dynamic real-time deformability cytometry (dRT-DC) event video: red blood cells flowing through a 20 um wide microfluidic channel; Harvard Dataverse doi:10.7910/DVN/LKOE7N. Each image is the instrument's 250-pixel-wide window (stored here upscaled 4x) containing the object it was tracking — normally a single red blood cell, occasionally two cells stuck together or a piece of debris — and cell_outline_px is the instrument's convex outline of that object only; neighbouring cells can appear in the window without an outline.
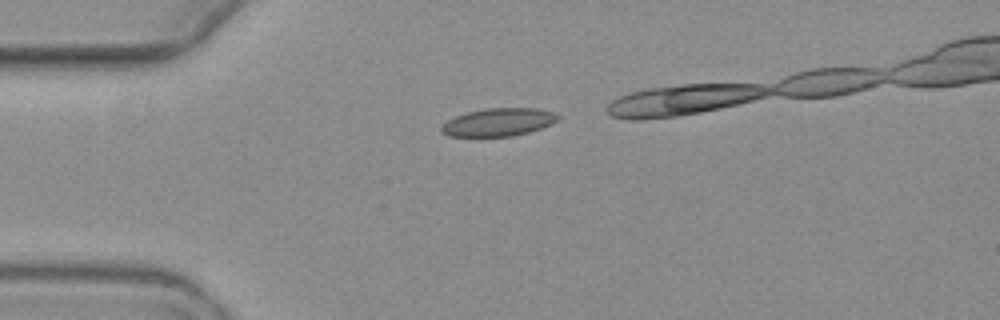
{"species": "common noctule bat (a hibernating species)", "species_latin": "Nyctalus noctula", "temperature_condition": "warm", "stored_images_in_passage": 4, "camera_frame_rate_fps": 3000, "um_per_image_px": 0.085, "animal": {"sex": "female", "body_mass_g": 19.3, "forearm_length_mm": 54.1}, "frame": {"image": 1, "passage_image": 1, "time_ms": 0.0, "image_size_px": [1000, 320], "cell_outline_px": [[560, 116], [552, 124], [528, 132], [512, 136], [448, 136], [440, 132], [440, 128], [448, 120], [456, 116], [468, 112], [484, 108], [536, 108], [552, 112]], "centroid_in_image_um": [42.35, 10.38], "position_along_channel_um": 42.6, "area_um2": 18.79}}